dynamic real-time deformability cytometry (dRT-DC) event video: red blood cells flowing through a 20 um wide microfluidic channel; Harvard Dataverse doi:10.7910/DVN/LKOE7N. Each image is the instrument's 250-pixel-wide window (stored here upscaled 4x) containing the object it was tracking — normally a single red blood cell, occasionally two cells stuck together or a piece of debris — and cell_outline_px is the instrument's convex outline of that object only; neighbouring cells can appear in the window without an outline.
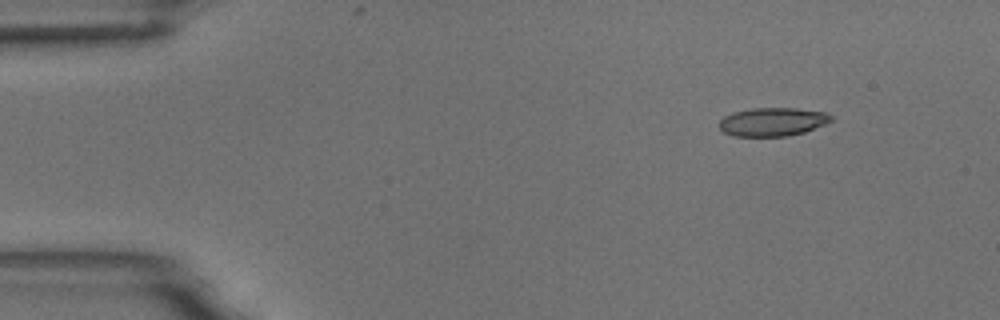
{"species": "common noctule bat (a hibernating species)", "species_latin": "Nyctalus noctula", "temperature_condition": "room temperature", "stored_images_in_passage": 49, "camera_frame_rate_fps": 3000, "um_per_image_px": 0.085, "animal": {"sex": "male", "body_mass_g": 18.8}, "frame": {"image": 1, "passage_image": 1, "time_ms": 0.0, "image_size_px": [1000, 320], "cell_outline_px": [[832, 120], [824, 124], [804, 132], [788, 136], [732, 136], [724, 132], [720, 128], [720, 120], [724, 116], [732, 112], [752, 108], [796, 108], [828, 112], [832, 116]], "centroid_in_image_um": [65.67, 10.35], "position_along_channel_um": 19.3, "area_um2": 18.61}}
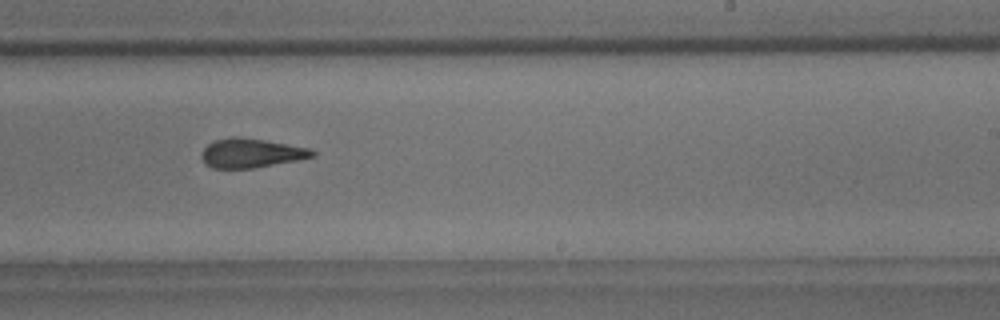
{"frame": {"image": 2, "passage_image": 28, "time_ms": 9.0, "image_size_px": [1000, 320], "cell_outline_px": [[316, 156], [300, 160], [252, 168], [212, 168], [204, 164], [200, 156], [204, 148], [208, 144], [216, 140], [232, 136], [240, 136], [312, 148], [316, 152]], "centroid_in_image_um": [21.37, 13.01], "position_along_channel_um": 267.6, "area_um2": 19.07}}
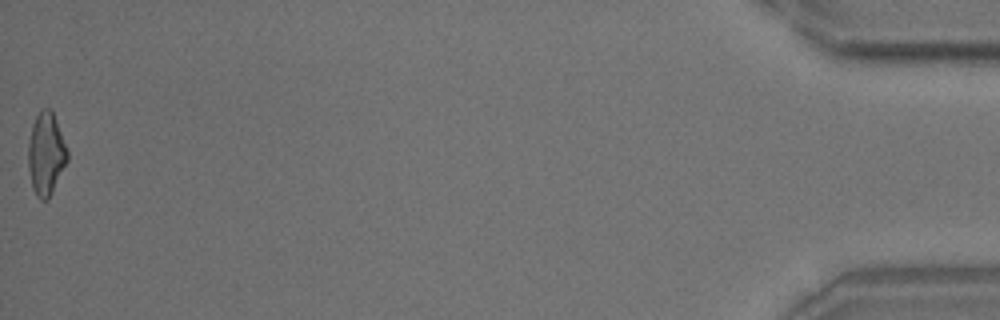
{"frame": {"image": 3, "passage_image": 49, "time_ms": 16.0, "image_size_px": [1000, 320], "cell_outline_px": [[68, 160], [48, 200], [40, 200], [36, 196], [32, 188], [28, 168], [28, 144], [32, 124], [36, 116], [44, 108], [48, 108], [52, 112], [56, 120], [68, 152]], "centroid_in_image_um": [3.9, 13.12], "position_along_channel_um": 431.3, "area_um2": 18.73}, "authors_computed_cell_mechanics": {"area_um2": 19.2474, "velocity_mm_per_s": 3.7344, "shape_relaxation_time_tau1_ms": 10.3347, "shape_relaxation_time_tau2_ms": 1.6035, "deformation_change_tau1": 0.2446, "deformation_change_tau2": 0.1014}}